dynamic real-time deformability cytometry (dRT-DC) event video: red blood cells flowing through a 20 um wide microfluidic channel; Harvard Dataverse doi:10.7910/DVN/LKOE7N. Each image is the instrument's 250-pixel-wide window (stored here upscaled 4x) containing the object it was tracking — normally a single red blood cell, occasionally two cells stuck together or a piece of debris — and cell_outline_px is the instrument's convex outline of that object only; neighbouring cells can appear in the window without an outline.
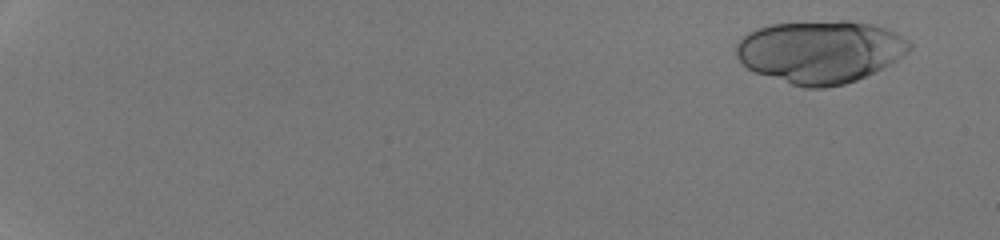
{"species": "human", "species_latin": "Homo sapiens", "temperature_condition": "room temperature", "stored_images_in_passage": 52, "camera_frame_rate_fps": 3000, "um_per_image_px": 0.085, "donor": {"sex": "male"}, "frame": {"image": 1, "passage_image": 4, "time_ms": 1.0, "image_size_px": [1000, 240], "cell_outline_px": [[912, 48], [908, 52], [896, 60], [856, 80], [844, 84], [824, 88], [804, 88], [756, 72], [748, 68], [736, 56], [736, 44], [748, 32], [756, 28], [768, 24], [840, 20], [848, 20], [872, 24], [888, 28], [896, 32], [908, 40], [912, 44]], "centroid_in_image_um": [69.73, 4.37], "position_along_channel_um": 15.3, "area_um2": 63.18}}
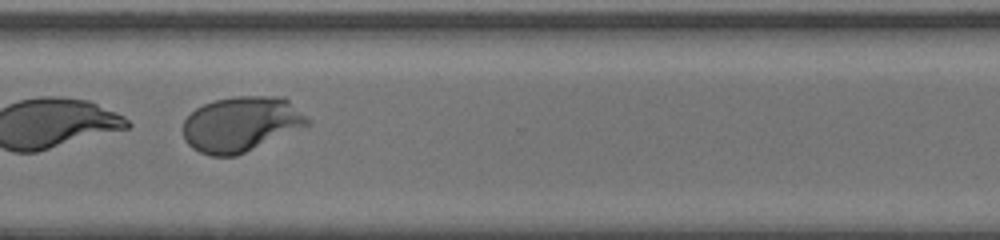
{"frame": {"image": 2, "passage_image": 43, "time_ms": 14.0, "image_size_px": [1000, 240], "cell_outline_px": [[312, 124], [304, 128], [236, 156], [208, 156], [192, 148], [184, 140], [184, 120], [196, 108], [204, 104], [216, 100], [232, 96], [284, 96], [312, 120]], "centroid_in_image_um": [20.54, 10.55], "position_along_channel_um": 350.1, "area_um2": 40.4}}